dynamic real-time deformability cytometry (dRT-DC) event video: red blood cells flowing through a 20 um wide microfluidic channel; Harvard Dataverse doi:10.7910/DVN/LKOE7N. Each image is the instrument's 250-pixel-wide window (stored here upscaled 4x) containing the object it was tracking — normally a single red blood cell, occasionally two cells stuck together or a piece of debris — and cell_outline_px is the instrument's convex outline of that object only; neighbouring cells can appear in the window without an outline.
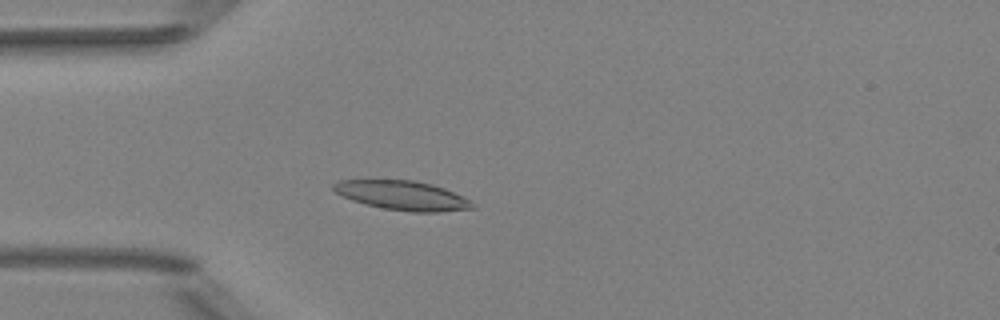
{"species": "Egyptian fruit bat (a non-hibernating species)", "species_latin": "Rousettus aegyptiacus", "temperature_condition": "room temperature", "stored_images_in_passage": 51, "camera_frame_rate_fps": 3000, "um_per_image_px": 0.085, "animal": {"sex": "female"}, "frame": {"image": 1, "passage_image": 14, "time_ms": 4.333, "image_size_px": [1000, 320], "cell_outline_px": [[476, 208], [440, 212], [412, 212], [384, 208], [364, 204], [352, 200], [336, 192], [332, 188], [332, 184], [340, 180], [412, 180], [432, 184], [444, 188], [476, 204]], "centroid_in_image_um": [34.21, 16.62], "position_along_channel_um": 50.8, "area_um2": 23.52}}
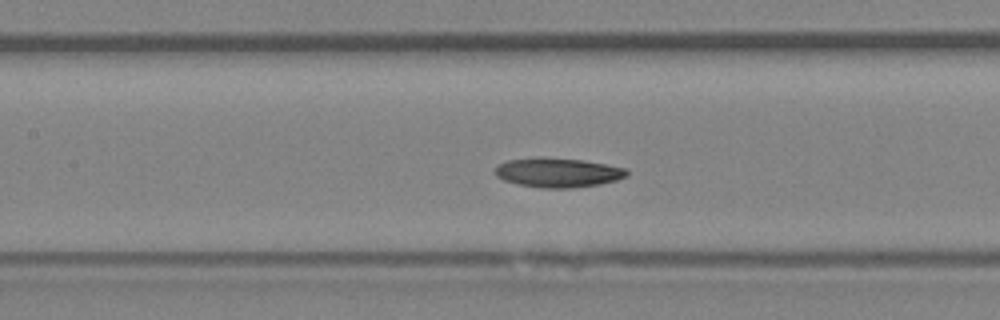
{"frame": {"image": 2, "passage_image": 23, "time_ms": 7.333, "image_size_px": [1000, 320], "cell_outline_px": [[628, 176], [616, 180], [600, 184], [572, 188], [540, 188], [516, 184], [504, 180], [496, 176], [496, 168], [500, 164], [508, 160], [584, 160], [628, 168]], "centroid_in_image_um": [47.51, 14.72], "position_along_channel_um": 159.9, "area_um2": 21.73}}
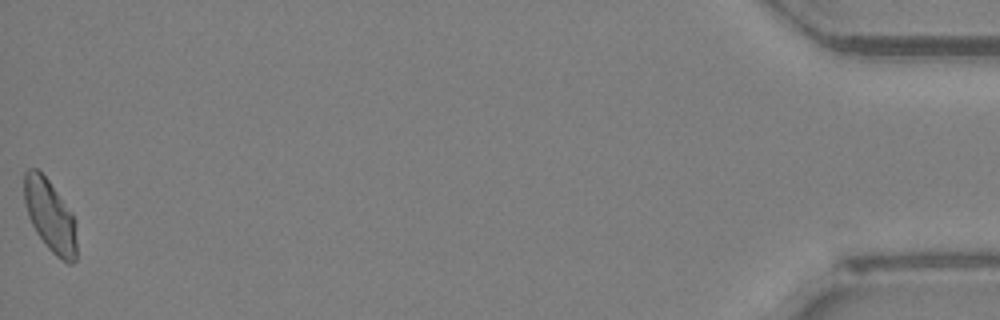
{"frame": {"image": 3, "passage_image": 51, "time_ms": 16.667, "image_size_px": [1000, 320], "cell_outline_px": [[76, 260], [72, 264], [68, 264], [56, 256], [48, 248], [36, 232], [28, 216], [24, 200], [24, 172], [28, 168], [36, 168], [48, 180], [72, 212], [76, 220]], "centroid_in_image_um": [4.27, 18.36], "position_along_channel_um": 430.9, "area_um2": 22.14}, "authors_computed_cell_mechanics": {"area_um2": 22.4842, "velocity_mm_per_s": 3.9852, "shape_relaxation_time_tau1_ms": 7.5437, "shape_relaxation_time_tau2_ms": 7.3569, "deformation_change_tau1": 0.1431, "deformation_change_tau2": 0.1266}}